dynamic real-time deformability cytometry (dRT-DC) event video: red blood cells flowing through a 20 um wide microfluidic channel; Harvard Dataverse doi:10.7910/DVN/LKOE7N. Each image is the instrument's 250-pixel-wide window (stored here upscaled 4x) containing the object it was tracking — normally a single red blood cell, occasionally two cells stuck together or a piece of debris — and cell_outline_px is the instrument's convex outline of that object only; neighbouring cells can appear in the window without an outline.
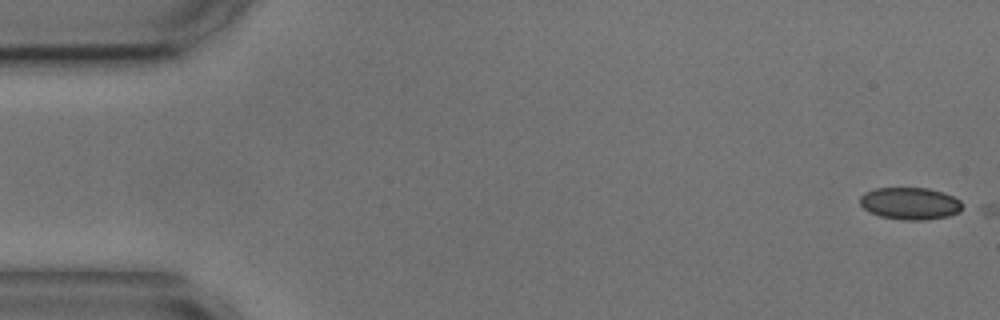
{"species": "common noctule bat (a hibernating species)", "species_latin": "Nyctalus noctula", "temperature_condition": "cold", "stored_images_in_passage": 2, "camera_frame_rate_fps": 3000, "um_per_image_px": 0.085, "animal": {"sex": "male", "body_mass_g": 17.9, "forearm_length_mm": 54.2}, "frame": {"image": 1, "passage_image": 1, "time_ms": 0.0, "image_size_px": [1000, 320], "cell_outline_px": [[968, 208], [960, 212], [948, 216], [924, 220], [904, 220], [880, 216], [868, 212], [860, 204], [860, 196], [864, 192], [876, 188], [928, 188], [944, 192], [968, 204]], "centroid_in_image_um": [77.43, 17.29], "position_along_channel_um": 7.6, "area_um2": 19.65}}